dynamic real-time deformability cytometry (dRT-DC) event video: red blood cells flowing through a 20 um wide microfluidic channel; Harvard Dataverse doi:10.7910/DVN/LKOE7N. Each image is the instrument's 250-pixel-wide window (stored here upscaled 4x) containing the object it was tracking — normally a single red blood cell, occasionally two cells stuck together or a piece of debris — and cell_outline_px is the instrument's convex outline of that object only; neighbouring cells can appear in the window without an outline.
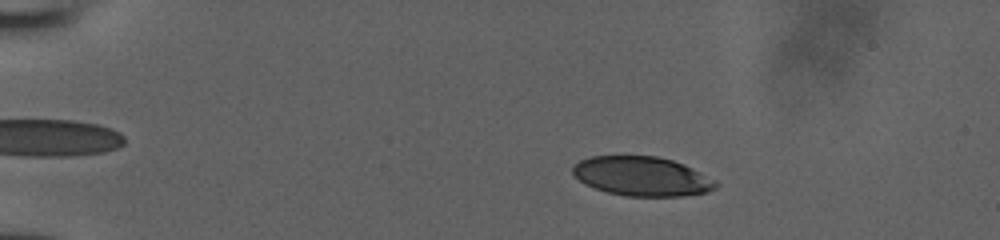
{"species": "human", "species_latin": "Homo sapiens", "temperature_condition": "room temperature", "stored_images_in_passage": 52, "camera_frame_rate_fps": 3000, "um_per_image_px": 0.085, "donor": {"sex": "male"}, "frame": {"image": 1, "passage_image": 11, "time_ms": 3.333, "image_size_px": [1000, 240], "cell_outline_px": [[720, 184], [716, 188], [708, 192], [684, 196], [624, 196], [608, 192], [584, 184], [572, 172], [572, 168], [580, 160], [592, 156], [656, 156], [672, 160], [684, 164], [716, 180]], "centroid_in_image_um": [54.6, 14.99], "position_along_channel_um": 30.4, "area_um2": 32.77}}
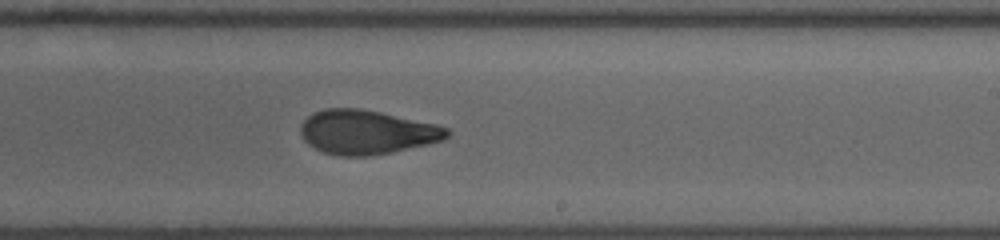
{"frame": {"image": 2, "passage_image": 34, "time_ms": 11.0, "image_size_px": [1000, 240], "cell_outline_px": [[452, 132], [444, 140], [428, 144], [392, 152], [368, 156], [336, 156], [324, 152], [308, 144], [304, 140], [300, 132], [300, 128], [304, 120], [312, 112], [324, 108], [360, 108], [380, 112], [436, 124], [448, 128]], "centroid_in_image_um": [31.17, 11.23], "position_along_channel_um": 257.8, "area_um2": 37.8}}
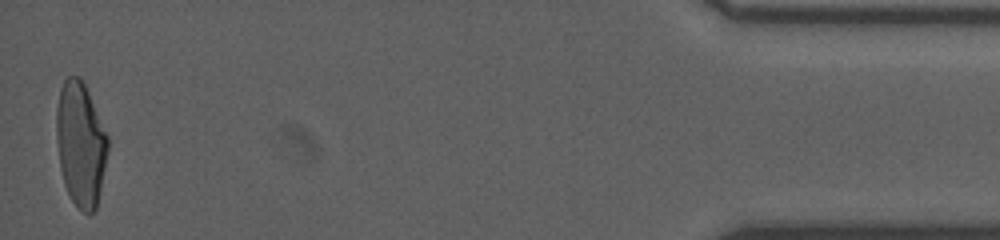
{"frame": {"image": 3, "passage_image": 52, "time_ms": 17.0, "image_size_px": [1000, 240], "cell_outline_px": [[108, 152], [96, 208], [88, 216], [76, 208], [64, 184], [60, 168], [56, 140], [56, 108], [60, 88], [64, 80], [68, 76], [80, 76], [88, 92], [108, 136]], "centroid_in_image_um": [6.84, 12.26], "position_along_channel_um": 428.4, "area_um2": 37.34}}